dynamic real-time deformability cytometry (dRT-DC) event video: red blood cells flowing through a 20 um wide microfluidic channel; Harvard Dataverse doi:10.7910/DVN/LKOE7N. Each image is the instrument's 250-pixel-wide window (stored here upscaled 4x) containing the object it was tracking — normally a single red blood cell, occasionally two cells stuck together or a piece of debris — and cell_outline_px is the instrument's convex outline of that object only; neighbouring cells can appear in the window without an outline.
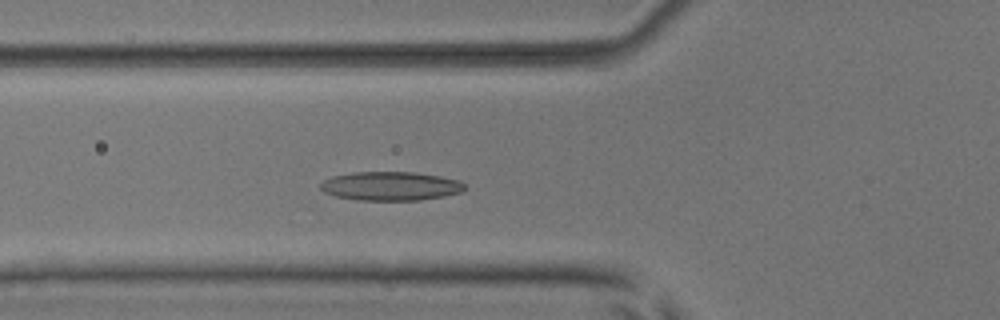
{"species": "common noctule bat (a hibernating species)", "species_latin": "Nyctalus noctula", "temperature_condition": "room temperature", "stored_images_in_passage": 47, "camera_frame_rate_fps": 3000, "um_per_image_px": 0.085, "animal": {"sex": "male", "body_mass_g": 17.9, "forearm_length_mm": 54.2}, "frame": {"image": 1, "passage_image": 14, "time_ms": 4.333, "image_size_px": [1000, 320], "cell_outline_px": [[468, 188], [460, 192], [444, 196], [420, 200], [360, 200], [336, 196], [324, 192], [320, 188], [320, 184], [324, 180], [332, 176], [352, 172], [416, 172], [440, 176], [460, 180]], "centroid_in_image_um": [33.22, 15.81], "position_along_channel_um": 92.6, "area_um2": 24.33}}
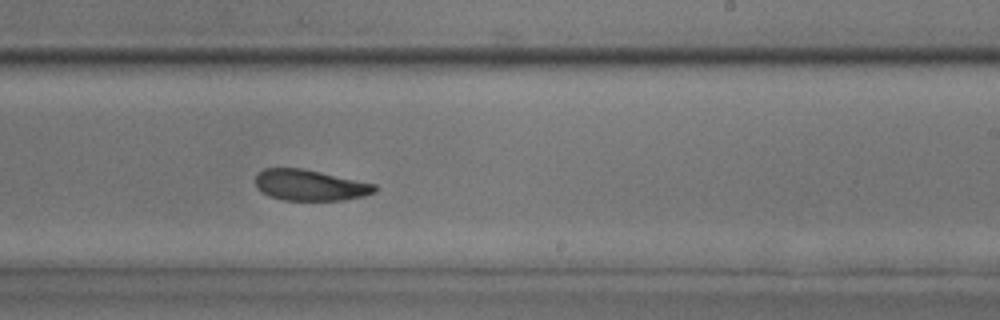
{"frame": {"image": 2, "passage_image": 27, "time_ms": 8.667, "image_size_px": [1000, 320], "cell_outline_px": [[376, 192], [364, 196], [344, 200], [284, 200], [268, 196], [260, 192], [256, 188], [256, 176], [264, 168], [304, 168], [376, 184]], "centroid_in_image_um": [26.34, 15.74], "position_along_channel_um": 262.7, "area_um2": 21.68}}
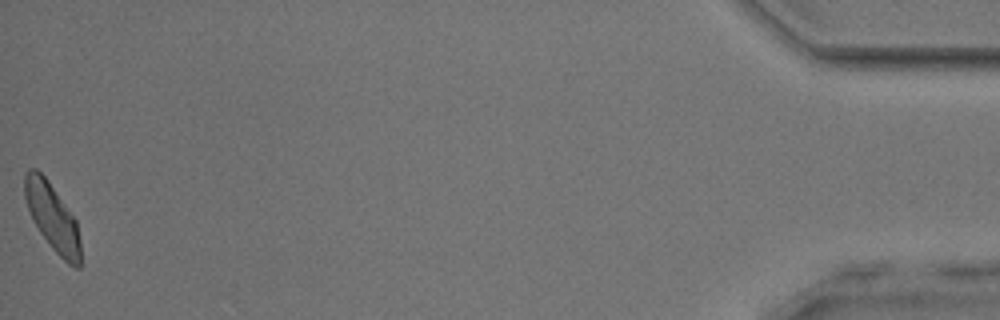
{"frame": {"image": 3, "passage_image": 47, "time_ms": 15.333, "image_size_px": [1000, 320], "cell_outline_px": [[80, 268], [76, 268], [68, 264], [52, 248], [40, 232], [32, 220], [24, 196], [24, 172], [28, 168], [36, 168], [48, 180], [76, 220], [80, 240]], "centroid_in_image_um": [4.44, 18.44], "position_along_channel_um": 430.8, "area_um2": 21.79}, "authors_computed_cell_mechanics": {"area_um2": 22.7732, "velocity_mm_per_s": 3.9337, "shape_relaxation_time_tau1_ms": 4.9028, "shape_relaxation_time_tau2_ms": 4.4833, "deformation_change_tau1": 0.1261, "deformation_change_tau2": 0.1271}}